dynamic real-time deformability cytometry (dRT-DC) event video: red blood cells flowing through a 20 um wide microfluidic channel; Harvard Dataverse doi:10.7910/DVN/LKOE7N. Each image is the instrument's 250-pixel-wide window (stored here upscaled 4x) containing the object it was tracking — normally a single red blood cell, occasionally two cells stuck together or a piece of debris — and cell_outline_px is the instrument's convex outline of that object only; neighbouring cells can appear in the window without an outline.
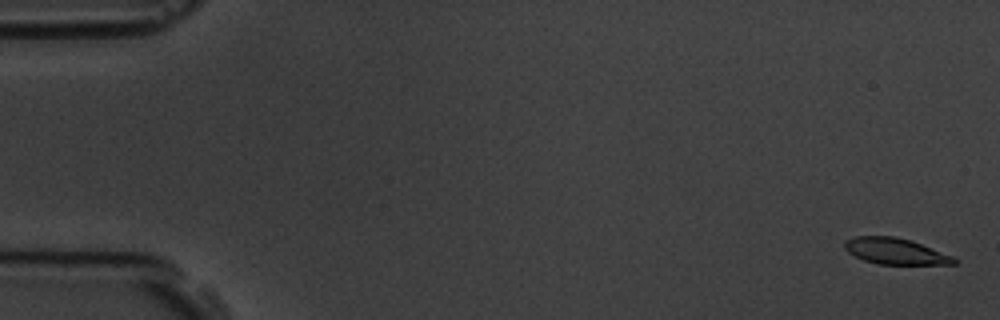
{"species": "common noctule bat (a hibernating species)", "species_latin": "Nyctalus noctula", "temperature_condition": "room temperature", "stored_images_in_passage": 6, "camera_frame_rate_fps": 3000, "um_per_image_px": 0.085, "animal": {"sex": "male", "body_mass_g": 19.5, "forearm_length_mm": 54.6}, "frame": {"image": 1, "passage_image": 1, "time_ms": 0.0, "image_size_px": [1000, 320], "cell_outline_px": [[960, 260], [956, 264], [876, 264], [864, 260], [848, 252], [844, 248], [844, 240], [856, 236], [896, 236], [912, 240], [952, 256]], "centroid_in_image_um": [76.11, 21.35], "position_along_channel_um": 8.9, "area_um2": 16.76}}
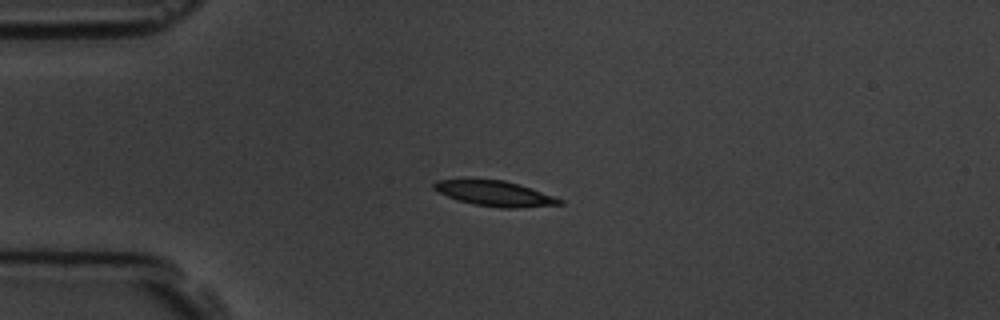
{"frame": {"image": 2, "passage_image": 5, "time_ms": 4.333, "image_size_px": [1000, 320], "cell_outline_px": [[564, 204], [516, 208], [500, 208], [476, 204], [460, 200], [448, 196], [432, 188], [432, 184], [436, 180], [504, 180], [564, 200]], "centroid_in_image_um": [42.06, 16.46], "position_along_channel_um": 42.9, "area_um2": 17.86}}